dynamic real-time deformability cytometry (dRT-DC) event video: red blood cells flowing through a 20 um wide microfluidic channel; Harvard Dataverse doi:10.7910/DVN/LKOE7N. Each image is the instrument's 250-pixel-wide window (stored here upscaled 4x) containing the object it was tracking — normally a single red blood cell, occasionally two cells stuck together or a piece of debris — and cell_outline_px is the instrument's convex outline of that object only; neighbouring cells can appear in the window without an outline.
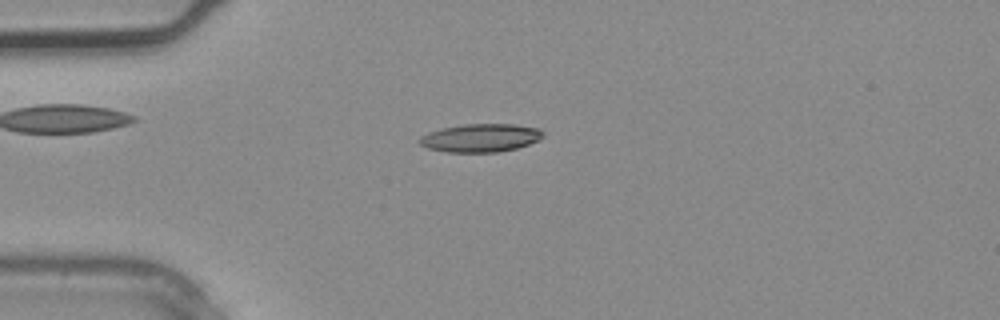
{"species": "common noctule bat (a hibernating species)", "species_latin": "Nyctalus noctula", "temperature_condition": "warm", "stored_images_in_passage": 1, "camera_frame_rate_fps": 3000, "um_per_image_px": 0.085, "animal": {"sex": "male", "body_mass_g": 20.4}, "frame": {"image": 1, "passage_image": 1, "time_ms": 0.0, "image_size_px": [1000, 320], "cell_outline_px": [[544, 136], [540, 140], [516, 148], [500, 152], [448, 152], [428, 148], [420, 144], [416, 140], [420, 136], [428, 132], [440, 128], [464, 124], [516, 124], [540, 128], [544, 132]], "centroid_in_image_um": [40.85, 11.71], "position_along_channel_um": 44.1, "area_um2": 20.58}}